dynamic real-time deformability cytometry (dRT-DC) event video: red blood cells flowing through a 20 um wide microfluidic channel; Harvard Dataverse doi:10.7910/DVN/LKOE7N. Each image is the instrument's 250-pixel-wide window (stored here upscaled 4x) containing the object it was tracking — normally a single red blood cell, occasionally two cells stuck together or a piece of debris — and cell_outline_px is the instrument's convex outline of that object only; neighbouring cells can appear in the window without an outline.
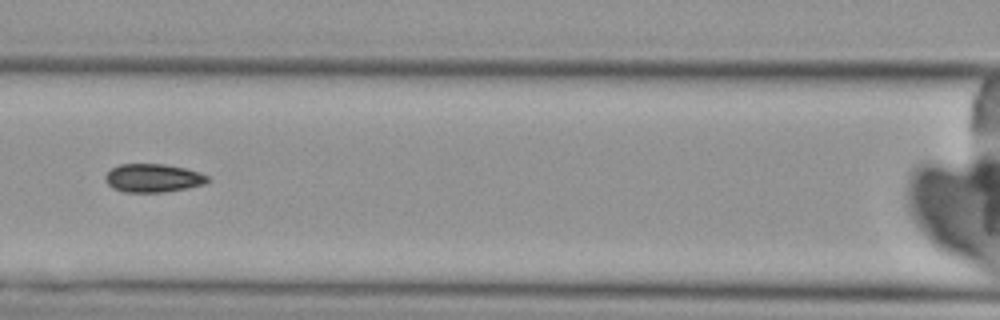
{"species": "Egyptian fruit bat (a non-hibernating species)", "species_latin": "Rousettus aegyptiacus", "temperature_condition": "cold", "stored_images_in_passage": 7, "camera_frame_rate_fps": 3000, "um_per_image_px": 0.085, "animal": {"sex": "female"}, "frame": {"image": 1, "passage_image": 7, "time_ms": 8.0, "image_size_px": [1000, 320], "cell_outline_px": [[208, 180], [204, 184], [164, 192], [124, 192], [112, 188], [104, 180], [104, 176], [112, 168], [120, 164], [164, 164], [184, 168], [200, 172], [208, 176]], "centroid_in_image_um": [12.97, 15.13], "position_along_channel_um": 153.6, "area_um2": 16.82}}